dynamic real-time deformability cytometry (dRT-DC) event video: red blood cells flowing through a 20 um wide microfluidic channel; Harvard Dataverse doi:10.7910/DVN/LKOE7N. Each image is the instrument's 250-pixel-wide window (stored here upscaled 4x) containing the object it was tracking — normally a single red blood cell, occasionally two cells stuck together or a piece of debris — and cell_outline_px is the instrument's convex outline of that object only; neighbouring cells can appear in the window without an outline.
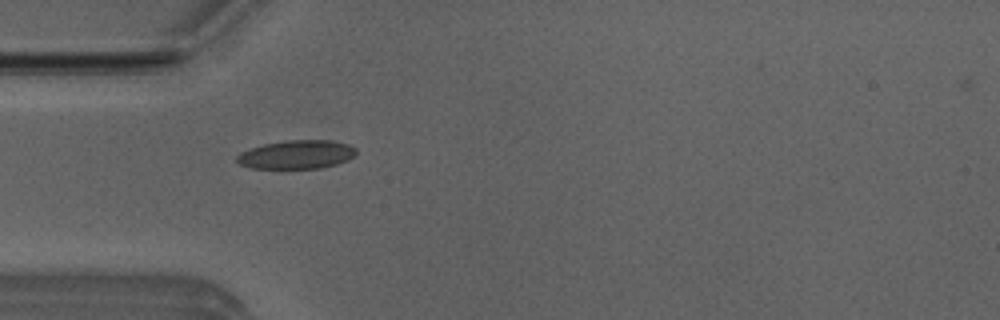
{"species": "Egyptian fruit bat (a non-hibernating species)", "species_latin": "Rousettus aegyptiacus", "temperature_condition": "room temperature", "stored_images_in_passage": 8, "camera_frame_rate_fps": 3000, "um_per_image_px": 0.085, "animal": {"sex": "male"}, "frame": {"image": 1, "passage_image": 4, "time_ms": 1.0, "image_size_px": [1000, 320], "cell_outline_px": [[356, 152], [352, 156], [336, 164], [320, 168], [252, 168], [240, 164], [236, 160], [236, 156], [240, 152], [248, 148], [264, 144], [284, 140], [328, 140], [348, 144], [356, 148]], "centroid_in_image_um": [25.15, 13.12], "position_along_channel_um": 59.8, "area_um2": 19.77}}
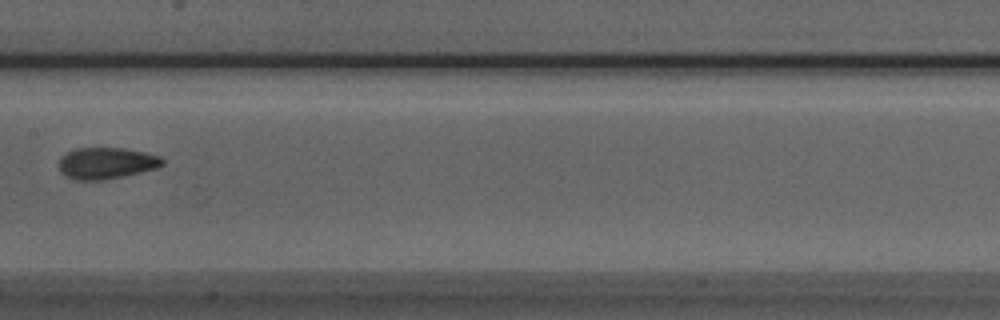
{"frame": {"image": 2, "passage_image": 7, "time_ms": 2.0, "image_size_px": [1000, 320], "cell_outline_px": [[164, 164], [156, 168], [140, 172], [104, 180], [76, 180], [60, 172], [60, 156], [76, 148], [124, 148], [144, 152], [160, 156], [164, 160]], "centroid_in_image_um": [9.05, 13.86], "position_along_channel_um": 198.4, "area_um2": 18.84}}
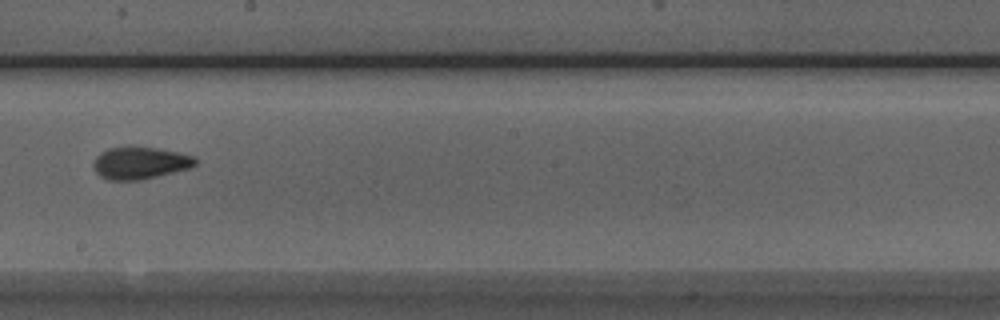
{"frame": {"image": 3, "passage_image": 8, "time_ms": 2.333, "image_size_px": [1000, 320], "cell_outline_px": [[196, 164], [188, 168], [140, 180], [108, 180], [100, 176], [96, 172], [92, 164], [96, 156], [100, 152], [108, 148], [128, 144], [156, 148], [180, 152], [196, 156]], "centroid_in_image_um": [11.86, 13.81], "position_along_channel_um": 236.3, "area_um2": 19.54}}